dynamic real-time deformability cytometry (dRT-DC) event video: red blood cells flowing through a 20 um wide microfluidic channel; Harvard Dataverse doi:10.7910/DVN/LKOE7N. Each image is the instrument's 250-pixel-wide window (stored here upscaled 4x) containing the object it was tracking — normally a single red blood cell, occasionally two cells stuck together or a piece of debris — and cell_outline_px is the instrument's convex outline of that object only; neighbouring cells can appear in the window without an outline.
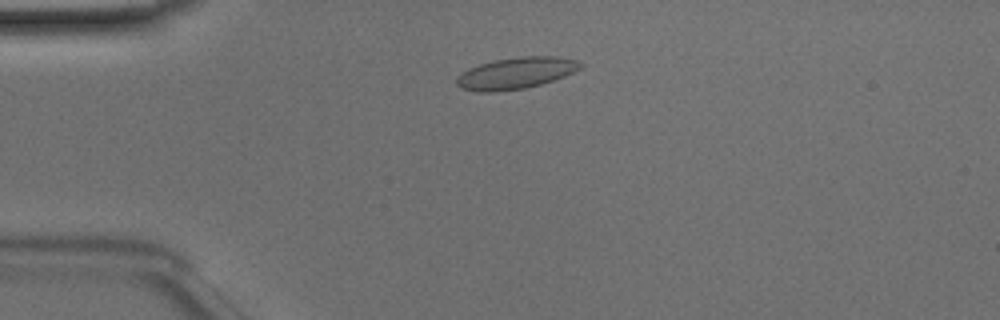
{"species": "Egyptian fruit bat (a non-hibernating species)", "species_latin": "Rousettus aegyptiacus", "temperature_condition": "room temperature", "stored_images_in_passage": 45, "camera_frame_rate_fps": 3000, "um_per_image_px": 0.085, "animal": {"sex": "male"}, "frame": {"image": 1, "passage_image": 8, "time_ms": 2.333, "image_size_px": [1000, 320], "cell_outline_px": [[584, 64], [580, 68], [564, 76], [540, 84], [524, 88], [492, 92], [480, 92], [460, 88], [456, 84], [456, 76], [468, 68], [480, 64], [496, 60], [520, 56], [560, 56], [580, 60]], "centroid_in_image_um": [43.85, 6.2], "position_along_channel_um": 41.1, "area_um2": 22.77}}
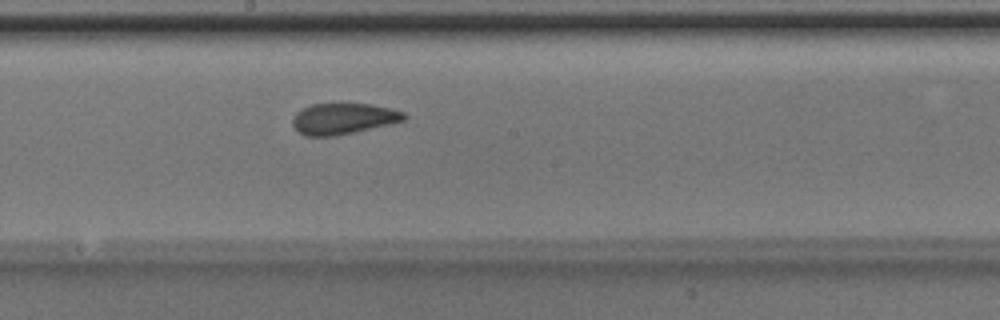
{"frame": {"image": 2, "passage_image": 23, "time_ms": 7.333, "image_size_px": [1000, 320], "cell_outline_px": [[408, 116], [404, 120], [356, 132], [336, 136], [304, 136], [296, 132], [292, 124], [292, 120], [296, 112], [312, 104], [372, 104], [404, 112]], "centroid_in_image_um": [29.14, 10.1], "position_along_channel_um": 219.1, "area_um2": 20.17}}
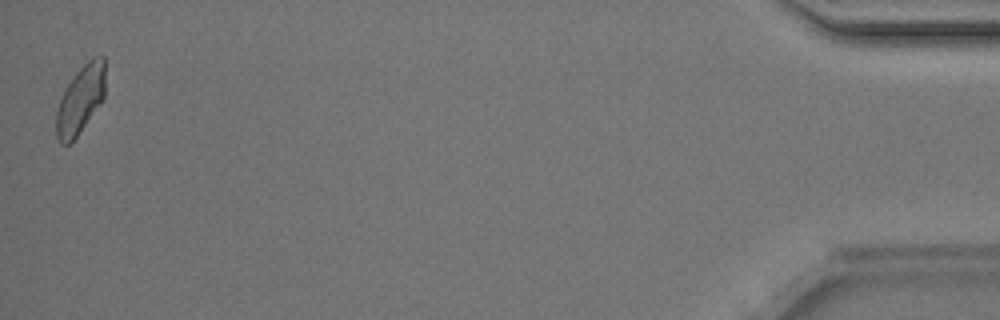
{"frame": {"image": 3, "passage_image": 45, "time_ms": 14.667, "image_size_px": [1000, 320], "cell_outline_px": [[104, 100], [76, 136], [68, 144], [60, 144], [56, 136], [56, 112], [64, 88], [76, 72], [92, 56], [104, 56]], "centroid_in_image_um": [6.83, 8.45], "position_along_channel_um": 428.4, "area_um2": 19.36}, "authors_computed_cell_mechanics": {"area_um2": 20.6346, "velocity_mm_per_s": 4.1004, "shape_relaxation_time_tau1_ms": 5.4926, "shape_relaxation_time_tau2_ms": 0.8352, "deformation_change_tau1": 0.1073, "deformation_change_tau2": 0.0447}}